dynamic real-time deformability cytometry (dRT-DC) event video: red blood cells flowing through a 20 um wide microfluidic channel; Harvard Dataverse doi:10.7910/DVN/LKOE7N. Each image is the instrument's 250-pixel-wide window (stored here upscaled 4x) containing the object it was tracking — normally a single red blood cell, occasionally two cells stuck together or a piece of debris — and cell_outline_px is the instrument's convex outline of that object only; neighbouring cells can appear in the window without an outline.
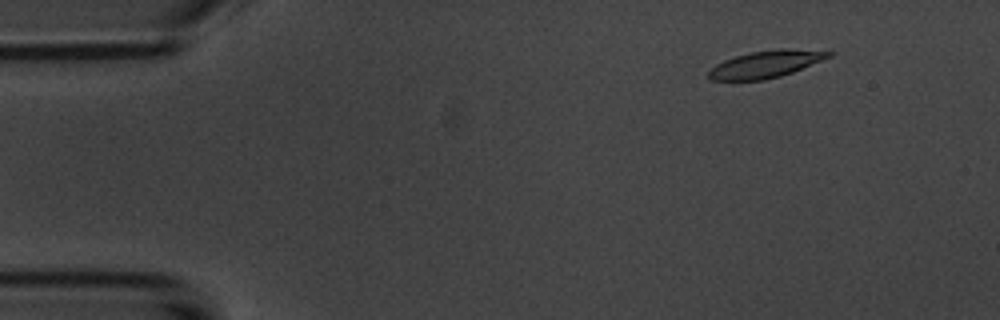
{"species": "common noctule bat (a hibernating species)", "species_latin": "Nyctalus noctula", "temperature_condition": "room temperature", "stored_images_in_passage": 49, "camera_frame_rate_fps": 3000, "um_per_image_px": 0.085, "animal": {"sex": "male", "body_mass_g": 20.1, "forearm_length_mm": 53.5}, "frame": {"image": 1, "passage_image": 1, "time_ms": 0.0, "image_size_px": [1000, 320], "cell_outline_px": [[836, 52], [832, 56], [792, 72], [780, 76], [764, 80], [712, 80], [708, 76], [708, 72], [716, 64], [724, 60], [736, 56], [752, 52], [776, 48], [792, 48]], "centroid_in_image_um": [65.12, 5.44], "position_along_channel_um": 19.9, "area_um2": 18.9}}
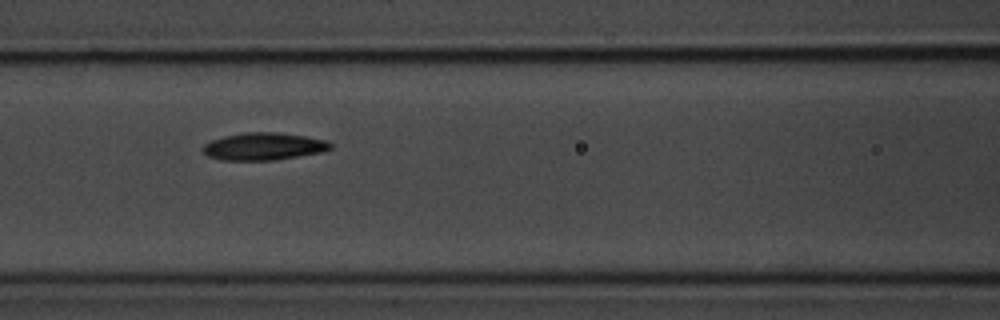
{"frame": {"image": 2, "passage_image": 18, "time_ms": 5.667, "image_size_px": [1000, 320], "cell_outline_px": [[332, 148], [324, 152], [276, 160], [220, 160], [208, 156], [204, 152], [204, 144], [212, 140], [224, 136], [244, 132], [280, 132], [328, 140], [332, 144]], "centroid_in_image_um": [22.46, 12.44], "position_along_channel_um": 144.1, "area_um2": 20.52}}
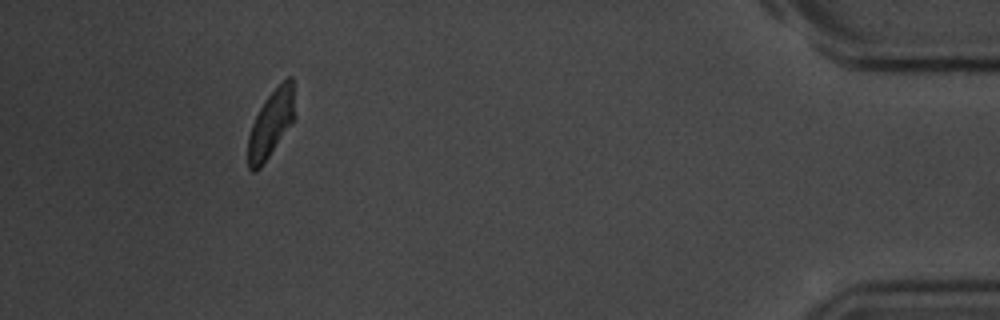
{"frame": {"image": 3, "passage_image": 45, "time_ms": 14.667, "image_size_px": [1000, 320], "cell_outline_px": [[292, 120], [260, 168], [256, 172], [252, 172], [248, 168], [248, 136], [252, 124], [264, 100], [288, 76], [292, 76]], "centroid_in_image_um": [22.95, 10.56], "position_along_channel_um": 412.2, "area_um2": 17.17}, "authors_computed_cell_mechanics": {"area_um2": 19.8254, "velocity_mm_per_s": 3.6653, "shape_relaxation_time_tau1_ms": 3.028, "shape_relaxation_time_tau2_ms": 4.5147, "deformation_change_tau1": 0.13, "deformation_change_tau2": 0.099}}